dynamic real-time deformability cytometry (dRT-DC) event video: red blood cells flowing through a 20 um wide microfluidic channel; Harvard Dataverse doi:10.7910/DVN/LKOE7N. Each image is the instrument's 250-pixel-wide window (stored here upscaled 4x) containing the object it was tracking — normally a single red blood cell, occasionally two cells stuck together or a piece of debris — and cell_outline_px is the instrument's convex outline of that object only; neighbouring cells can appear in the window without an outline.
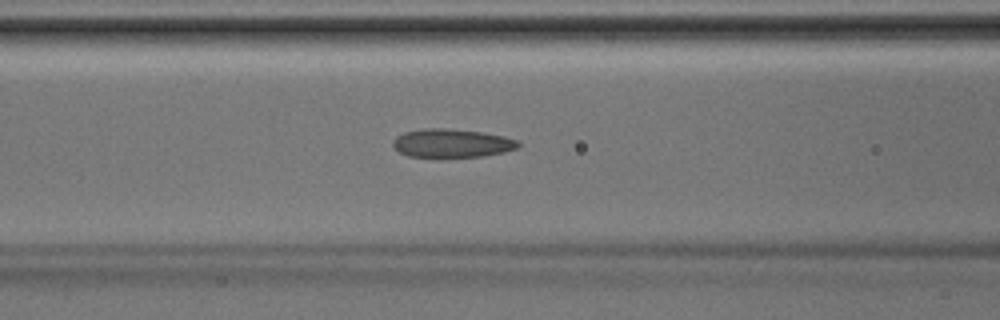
{"species": "Egyptian fruit bat (a non-hibernating species)", "species_latin": "Rousettus aegyptiacus", "temperature_condition": "room temperature", "stored_images_in_passage": 31, "camera_frame_rate_fps": 3000, "um_per_image_px": 0.085, "animal": {"sex": "male"}, "frame": {"image": 1, "passage_image": 7, "time_ms": 2.0, "image_size_px": [1000, 320], "cell_outline_px": [[520, 148], [504, 152], [484, 156], [408, 156], [400, 152], [392, 144], [392, 140], [396, 136], [404, 132], [424, 128], [448, 128], [480, 132], [504, 136], [520, 140]], "centroid_in_image_um": [38.44, 12.15], "position_along_channel_um": 128.2, "area_um2": 20.75}}
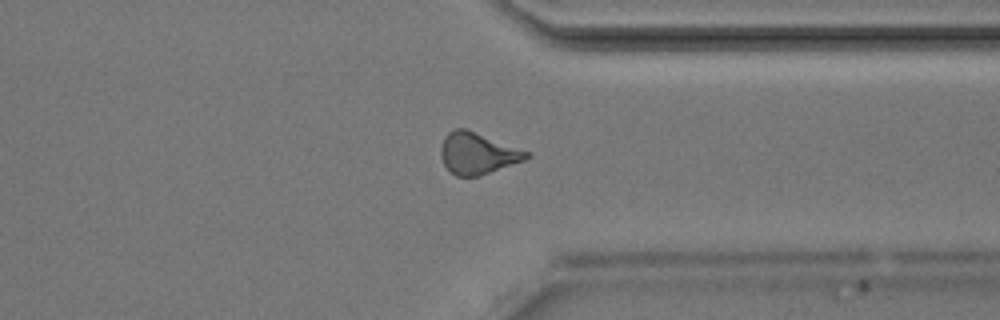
{"frame": {"image": 2, "passage_image": 22, "time_ms": 7.0, "image_size_px": [1000, 320], "cell_outline_px": [[532, 156], [524, 160], [480, 176], [456, 176], [444, 164], [440, 152], [440, 148], [444, 136], [448, 132], [456, 128], [464, 128], [532, 152]], "centroid_in_image_um": [40.62, 13.03], "position_along_channel_um": 370.8, "area_um2": 20.69}}
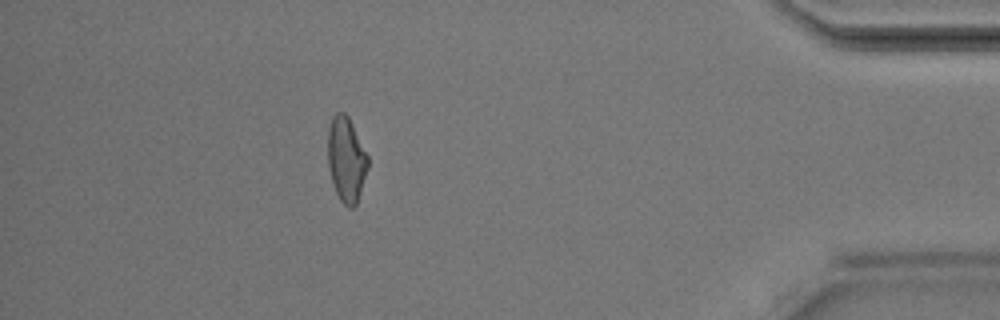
{"frame": {"image": 3, "passage_image": 27, "time_ms": 8.667, "image_size_px": [1000, 320], "cell_outline_px": [[368, 168], [356, 204], [352, 208], [348, 208], [340, 200], [336, 192], [328, 168], [328, 128], [332, 116], [336, 112], [344, 112], [348, 116], [368, 156]], "centroid_in_image_um": [29.42, 13.54], "position_along_channel_um": 405.8, "area_um2": 19.71}}